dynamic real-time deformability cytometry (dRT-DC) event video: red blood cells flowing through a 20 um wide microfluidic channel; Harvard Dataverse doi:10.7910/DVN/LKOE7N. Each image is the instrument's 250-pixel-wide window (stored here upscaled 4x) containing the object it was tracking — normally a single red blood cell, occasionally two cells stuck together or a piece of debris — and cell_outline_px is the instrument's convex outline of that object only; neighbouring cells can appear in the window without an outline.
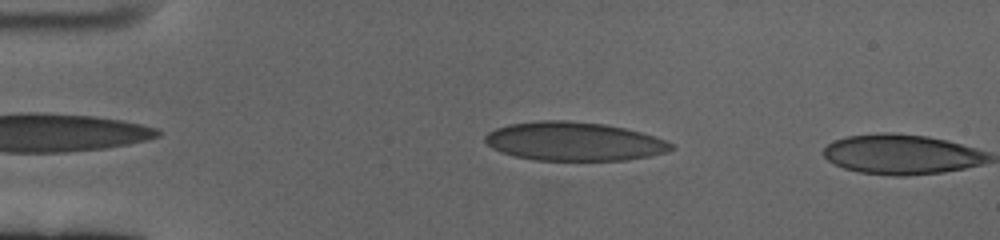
{"species": "human", "species_latin": "Homo sapiens", "temperature_condition": "cold", "stored_images_in_passage": 10, "camera_frame_rate_fps": 3000, "um_per_image_px": 0.085, "donor": {"sex": "female"}, "frame": {"image": 1, "passage_image": 9, "time_ms": 2.667, "image_size_px": [1000, 240], "cell_outline_px": [[676, 148], [668, 152], [628, 160], [532, 160], [512, 156], [500, 152], [492, 148], [484, 140], [484, 136], [488, 132], [496, 128], [508, 124], [540, 120], [568, 120], [604, 124], [624, 128], [640, 132], [664, 140], [672, 144]], "centroid_in_image_um": [48.75, 12.02], "position_along_channel_um": 36.3, "area_um2": 42.14}}